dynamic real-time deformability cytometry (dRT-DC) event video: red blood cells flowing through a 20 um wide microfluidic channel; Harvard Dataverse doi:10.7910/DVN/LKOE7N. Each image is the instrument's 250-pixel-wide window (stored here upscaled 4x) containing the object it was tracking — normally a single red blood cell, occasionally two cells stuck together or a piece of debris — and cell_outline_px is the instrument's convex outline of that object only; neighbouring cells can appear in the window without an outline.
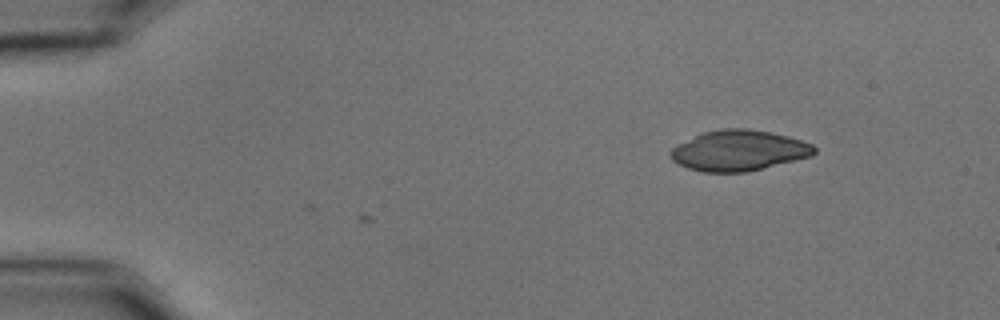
{"species": "common noctule bat (a hibernating species)", "species_latin": "Nyctalus noctula", "temperature_condition": "cold", "stored_images_in_passage": 11, "camera_frame_rate_fps": 3000, "um_per_image_px": 0.085, "animal": {"sex": "male", "body_mass_g": 15.6}, "frame": {"image": 1, "passage_image": 11, "time_ms": 3.333, "image_size_px": [1000, 320], "cell_outline_px": [[816, 152], [812, 156], [764, 168], [744, 172], [704, 172], [688, 168], [672, 160], [672, 148], [704, 132], [720, 128], [748, 128], [772, 132], [788, 136], [812, 144], [816, 148]], "centroid_in_image_um": [62.86, 12.79], "position_along_channel_um": 22.1, "area_um2": 33.7}}